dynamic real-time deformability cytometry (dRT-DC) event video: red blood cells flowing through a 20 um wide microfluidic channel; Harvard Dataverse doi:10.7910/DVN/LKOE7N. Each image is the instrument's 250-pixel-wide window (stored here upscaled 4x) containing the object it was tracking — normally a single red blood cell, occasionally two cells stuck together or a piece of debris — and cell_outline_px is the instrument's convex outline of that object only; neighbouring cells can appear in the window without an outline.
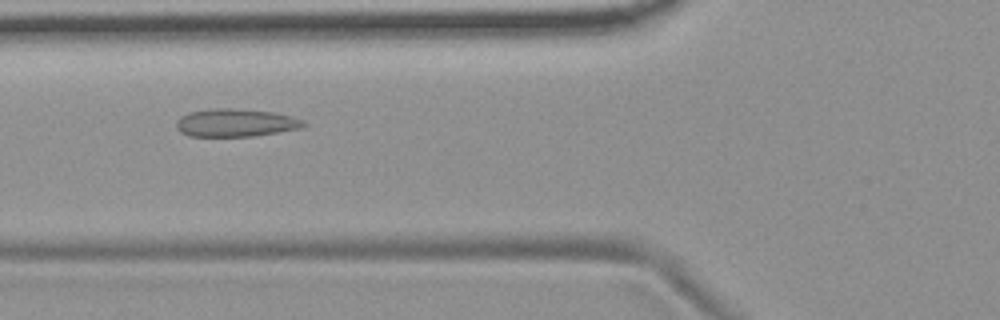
{"species": "common noctule bat (a hibernating species)", "species_latin": "Nyctalus noctula", "temperature_condition": "room temperature", "stored_images_in_passage": 50, "camera_frame_rate_fps": 3000, "um_per_image_px": 0.085, "animal": {"sex": "female", "body_mass_g": 19.9}, "frame": {"image": 1, "passage_image": 16, "time_ms": 5.0, "image_size_px": [1000, 320], "cell_outline_px": [[304, 124], [300, 128], [256, 136], [188, 136], [180, 132], [176, 128], [176, 120], [180, 116], [188, 112], [212, 108], [232, 108], [276, 112], [304, 120]], "centroid_in_image_um": [19.98, 10.43], "position_along_channel_um": 105.8, "area_um2": 20.81}}
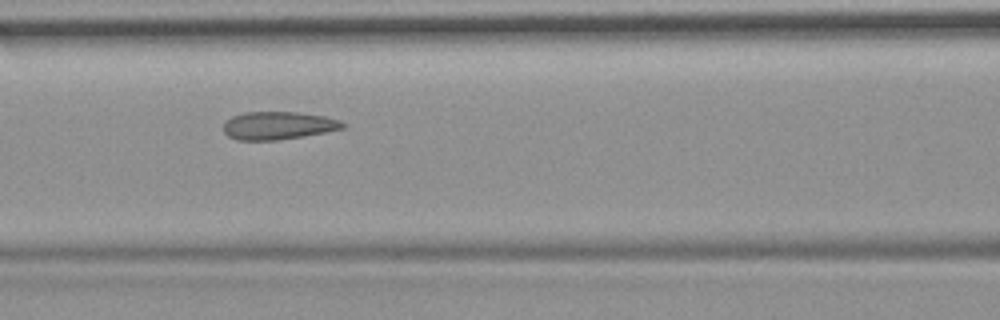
{"frame": {"image": 2, "passage_image": 19, "time_ms": 6.0, "image_size_px": [1000, 320], "cell_outline_px": [[348, 124], [344, 128], [304, 136], [276, 140], [236, 140], [228, 136], [224, 132], [224, 124], [232, 116], [244, 112], [296, 112], [324, 116], [340, 120]], "centroid_in_image_um": [23.66, 10.67], "position_along_channel_um": 142.9, "area_um2": 19.36}}
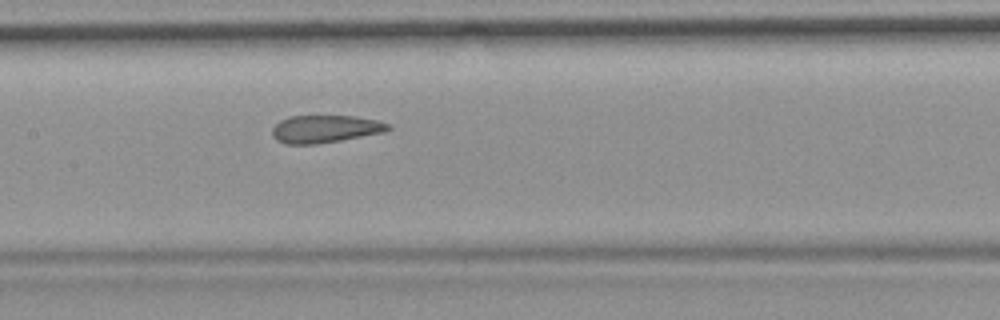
{"frame": {"image": 3, "passage_image": 22, "time_ms": 7.0, "image_size_px": [1000, 320], "cell_outline_px": [[392, 128], [384, 132], [340, 140], [316, 144], [284, 144], [276, 140], [272, 136], [272, 128], [280, 120], [288, 116], [356, 116], [376, 120], [392, 124]], "centroid_in_image_um": [27.63, 10.96], "position_along_channel_um": 179.8, "area_um2": 18.73}, "authors_computed_cell_mechanics": {"area_um2": 20.2589, "velocity_mm_per_s": 3.6933, "shape_relaxation_time_tau1_ms": null, "shape_relaxation_time_tau2_ms": 0.9224, "deformation_change_tau1": null, "deformation_change_tau2": 0.0624}}